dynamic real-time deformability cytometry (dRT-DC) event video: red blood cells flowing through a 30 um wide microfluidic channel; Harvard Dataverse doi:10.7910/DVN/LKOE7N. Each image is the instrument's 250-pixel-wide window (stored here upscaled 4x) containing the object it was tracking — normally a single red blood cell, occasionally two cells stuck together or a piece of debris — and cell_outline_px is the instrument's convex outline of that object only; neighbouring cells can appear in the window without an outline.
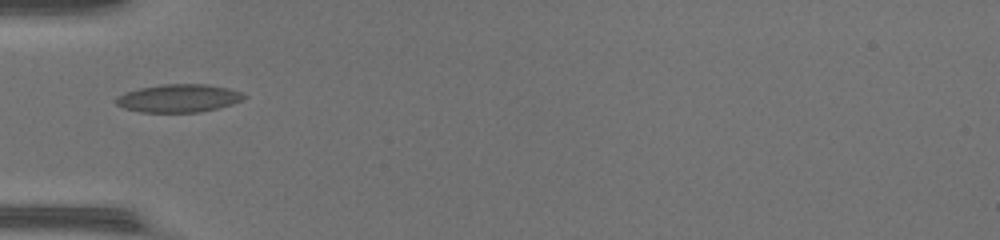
{"species": "common noctule bat (a hibernating species)", "species_latin": "Nyctalus noctula", "temperature_condition": "warm", "stored_images_in_passage": 32, "camera_frame_rate_fps": 3000, "um_per_image_px": 0.085, "animal": {"sex": "female", "body_mass_g": 17.0, "forearm_length_mm": 48.0}, "frame": {"image": 1, "passage_image": 1, "time_ms": 0.0, "image_size_px": [1000, 240], "cell_outline_px": [[248, 96], [232, 104], [200, 112], [140, 112], [124, 108], [116, 104], [116, 96], [124, 92], [140, 88], [164, 84], [208, 84], [228, 88], [244, 92]], "centroid_in_image_um": [15.19, 8.34], "position_along_channel_um": 69.8, "area_um2": 20.92}}
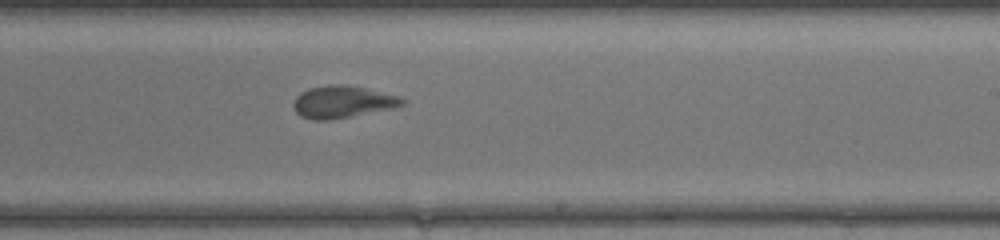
{"frame": {"image": 2, "passage_image": 14, "time_ms": 4.333, "image_size_px": [1000, 240], "cell_outline_px": [[404, 104], [392, 108], [328, 120], [312, 120], [300, 116], [296, 112], [292, 104], [296, 96], [300, 92], [308, 88], [328, 84], [348, 84], [400, 96], [404, 100]], "centroid_in_image_um": [29.06, 8.64], "position_along_channel_um": 259.9, "area_um2": 20.4}}
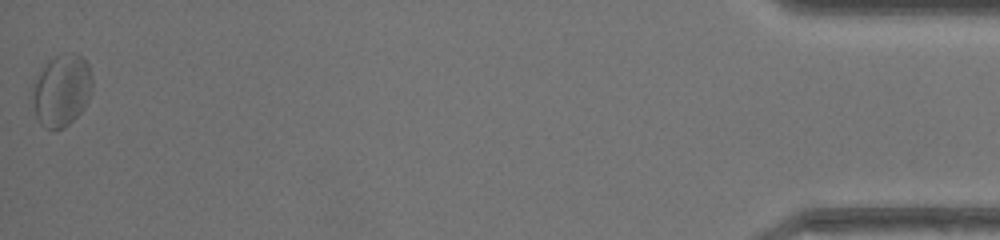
{"frame": {"image": 3, "passage_image": 32, "time_ms": 10.333, "image_size_px": [1000, 240], "cell_outline_px": [[92, 92], [84, 108], [64, 128], [44, 128], [40, 124], [36, 116], [32, 100], [32, 88], [40, 72], [48, 60], [60, 52], [76, 52], [88, 64], [92, 76]], "centroid_in_image_um": [5.25, 7.65], "position_along_channel_um": 430.0, "area_um2": 25.2}, "authors_computed_cell_mechanics": {"area_um2": 20.4323, "velocity_mm_per_s": 4.3949, "shape_relaxation_time_tau1_ms": 6.8974, "shape_relaxation_time_tau2_ms": 1.053, "deformation_change_tau1": 0.1758, "deformation_change_tau2": 0.0682}}